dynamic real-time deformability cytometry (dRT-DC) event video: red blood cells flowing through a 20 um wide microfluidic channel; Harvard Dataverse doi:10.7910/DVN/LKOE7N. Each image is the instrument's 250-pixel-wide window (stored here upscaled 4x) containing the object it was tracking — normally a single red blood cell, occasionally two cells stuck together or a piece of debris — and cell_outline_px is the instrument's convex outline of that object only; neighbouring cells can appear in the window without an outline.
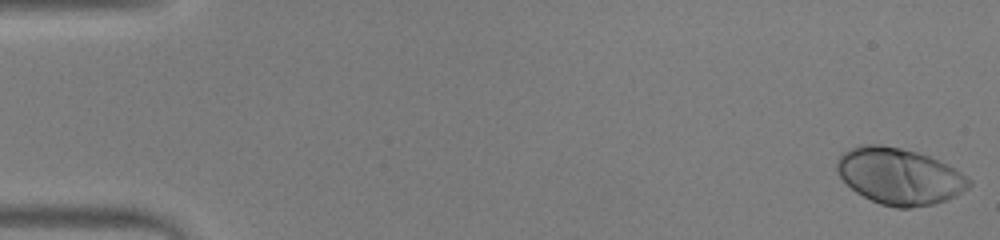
{"species": "human", "species_latin": "Homo sapiens", "temperature_condition": "warm", "stored_images_in_passage": 54, "camera_frame_rate_fps": 3000, "um_per_image_px": 0.085, "donor": {"sex": "male"}, "frame": {"image": 1, "passage_image": 1, "time_ms": 0.0, "image_size_px": [1000, 240], "cell_outline_px": [[972, 184], [968, 188], [956, 196], [932, 204], [912, 208], [896, 208], [880, 204], [856, 192], [840, 176], [836, 168], [836, 160], [844, 152], [860, 144], [880, 144], [900, 148], [916, 152], [928, 156], [948, 164], [956, 168], [972, 180]], "centroid_in_image_um": [76.47, 14.98], "position_along_channel_um": 8.5, "area_um2": 43.35}}
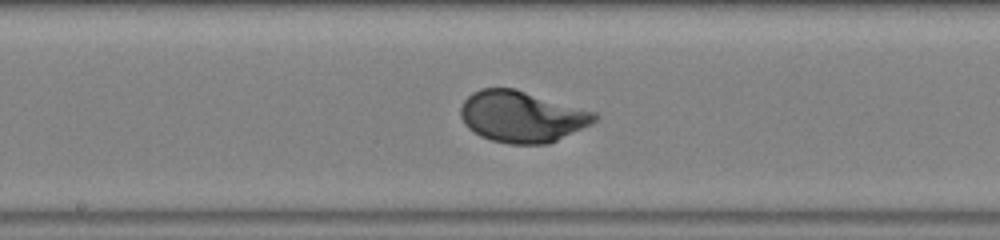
{"frame": {"image": 2, "passage_image": 28, "time_ms": 9.0, "image_size_px": [1000, 240], "cell_outline_px": [[600, 116], [592, 124], [548, 144], [508, 144], [492, 140], [480, 136], [472, 132], [464, 124], [460, 116], [460, 108], [464, 100], [472, 92], [480, 88], [512, 88], [596, 112]], "centroid_in_image_um": [44.34, 9.92], "position_along_channel_um": 203.9, "area_um2": 40.06}}
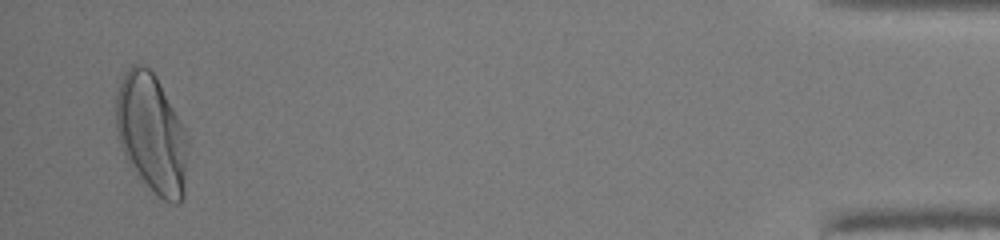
{"frame": {"image": 3, "passage_image": 51, "time_ms": 16.667, "image_size_px": [1000, 240], "cell_outline_px": [[188, 144], [184, 196], [176, 204], [172, 204], [164, 200], [140, 176], [124, 156], [120, 144], [116, 128], [116, 92], [124, 72], [132, 64], [144, 64], [156, 76], [180, 120], [188, 136]], "centroid_in_image_um": [12.89, 11.31], "position_along_channel_um": 422.3, "area_um2": 49.42}}